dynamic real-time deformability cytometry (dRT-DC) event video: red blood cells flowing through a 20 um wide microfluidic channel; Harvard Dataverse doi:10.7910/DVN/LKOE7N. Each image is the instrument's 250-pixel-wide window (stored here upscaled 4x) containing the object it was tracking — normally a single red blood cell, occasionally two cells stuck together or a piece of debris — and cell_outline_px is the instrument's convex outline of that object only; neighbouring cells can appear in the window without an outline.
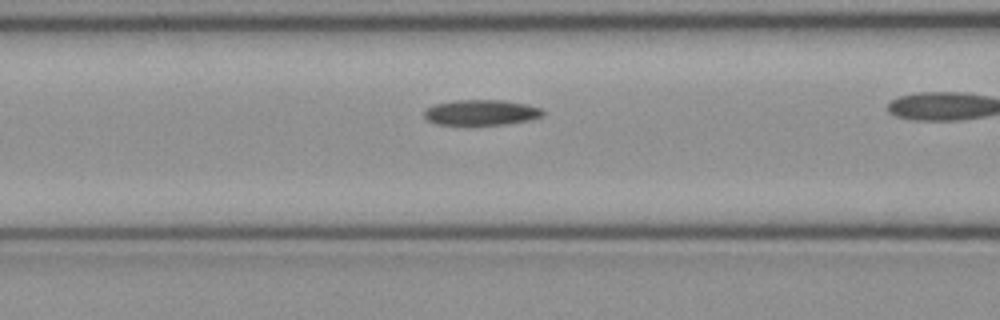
{"species": "common noctule bat (a hibernating species)", "species_latin": "Nyctalus noctula", "temperature_condition": "cold", "stored_images_in_passage": 31, "camera_frame_rate_fps": 3000, "um_per_image_px": 0.085, "animal": {"sex": "female", "body_mass_g": 21.9}, "frame": {"image": 1, "passage_image": 11, "time_ms": 3.333, "image_size_px": [1000, 320], "cell_outline_px": [[544, 116], [528, 120], [504, 124], [468, 128], [464, 128], [436, 124], [428, 120], [424, 116], [424, 112], [432, 104], [452, 100], [504, 100], [524, 104], [540, 108], [544, 112]], "centroid_in_image_um": [40.82, 9.61], "position_along_channel_um": 125.8, "area_um2": 18.5}}
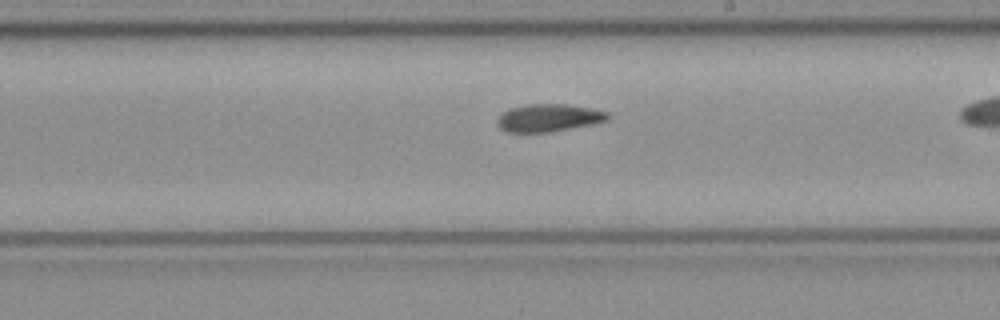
{"frame": {"image": 2, "passage_image": 20, "time_ms": 6.333, "image_size_px": [1000, 320], "cell_outline_px": [[608, 120], [592, 124], [552, 132], [508, 132], [500, 128], [496, 124], [496, 120], [508, 108], [528, 104], [568, 104], [592, 108], [608, 112]], "centroid_in_image_um": [46.63, 10.01], "position_along_channel_um": 242.4, "area_um2": 17.86}}
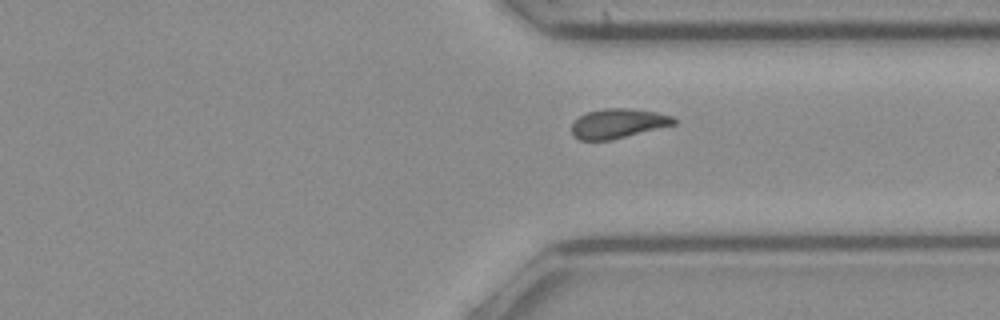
{"frame": {"image": 3, "passage_image": 29, "time_ms": 9.333, "image_size_px": [1000, 320], "cell_outline_px": [[676, 124], [612, 140], [580, 140], [572, 132], [572, 124], [580, 116], [588, 112], [604, 108], [628, 108], [656, 112], [672, 116], [676, 120]], "centroid_in_image_um": [52.56, 10.49], "position_along_channel_um": 358.8, "area_um2": 17.46}}